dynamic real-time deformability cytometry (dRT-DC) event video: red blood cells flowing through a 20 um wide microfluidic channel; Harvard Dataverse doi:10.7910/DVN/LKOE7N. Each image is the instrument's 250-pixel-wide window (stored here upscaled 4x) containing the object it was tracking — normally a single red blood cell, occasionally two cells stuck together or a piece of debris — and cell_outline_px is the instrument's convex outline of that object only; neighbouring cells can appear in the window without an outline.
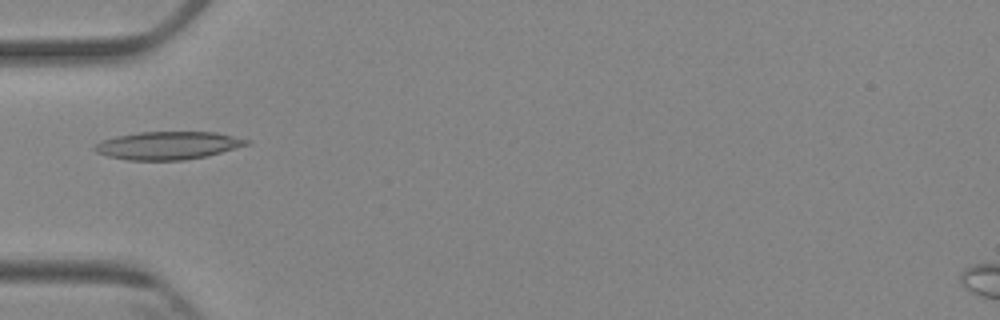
{"species": "Egyptian fruit bat (a non-hibernating species)", "species_latin": "Rousettus aegyptiacus", "temperature_condition": "cold", "stored_images_in_passage": 6, "camera_frame_rate_fps": 3000, "um_per_image_px": 0.085, "animal": {"sex": "female"}, "frame": {"image": 1, "passage_image": 6, "time_ms": 5.667, "image_size_px": [1000, 320], "cell_outline_px": [[252, 144], [208, 156], [184, 160], [128, 160], [108, 156], [96, 152], [92, 148], [100, 140], [116, 136], [140, 132], [216, 132], [252, 140]], "centroid_in_image_um": [14.32, 12.36], "position_along_channel_um": 70.7, "area_um2": 24.97}}